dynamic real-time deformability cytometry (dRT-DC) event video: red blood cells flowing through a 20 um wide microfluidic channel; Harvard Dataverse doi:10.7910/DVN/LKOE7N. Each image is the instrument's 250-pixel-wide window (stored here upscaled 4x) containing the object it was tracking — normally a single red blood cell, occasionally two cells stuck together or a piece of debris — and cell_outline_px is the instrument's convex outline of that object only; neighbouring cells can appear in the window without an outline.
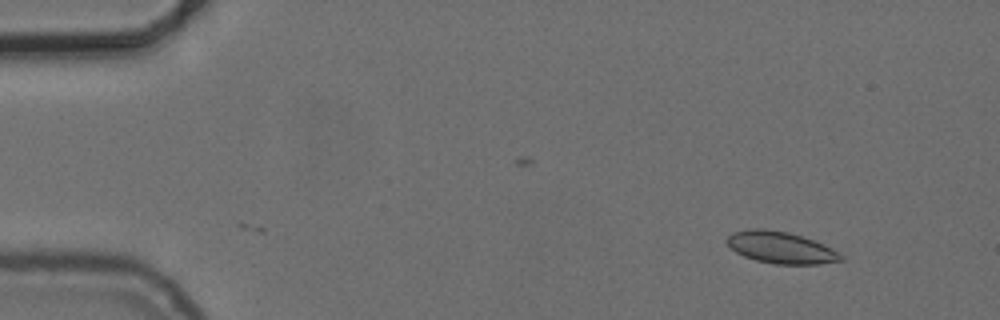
{"species": "common noctule bat (a hibernating species)", "species_latin": "Nyctalus noctula", "temperature_condition": "cold", "stored_images_in_passage": 5, "camera_frame_rate_fps": 3000, "um_per_image_px": 0.085, "animal": {"sex": "female", "body_mass_g": 24.6, "forearm_length_mm": 56.2}, "frame": {"image": 1, "passage_image": 5, "time_ms": 1.333, "image_size_px": [1000, 320], "cell_outline_px": [[844, 260], [820, 264], [772, 264], [756, 260], [744, 256], [736, 252], [724, 240], [732, 232], [752, 228], [764, 228], [788, 232], [824, 244], [832, 248], [844, 256]], "centroid_in_image_um": [66.36, 21.04], "position_along_channel_um": 18.6, "area_um2": 21.15}}